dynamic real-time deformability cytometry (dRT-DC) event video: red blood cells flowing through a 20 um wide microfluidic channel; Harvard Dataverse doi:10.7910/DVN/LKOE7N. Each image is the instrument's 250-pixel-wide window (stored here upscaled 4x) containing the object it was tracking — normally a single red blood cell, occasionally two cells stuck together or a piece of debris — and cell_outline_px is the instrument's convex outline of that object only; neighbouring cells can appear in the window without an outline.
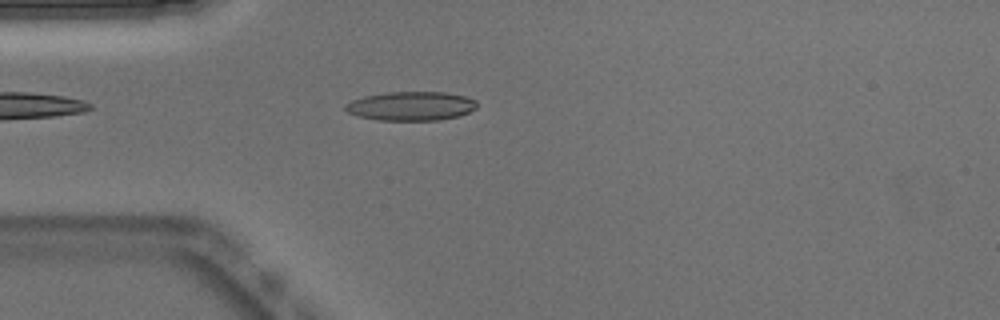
{"species": "Egyptian fruit bat (a non-hibernating species)", "species_latin": "Rousettus aegyptiacus", "temperature_condition": "warm", "stored_images_in_passage": 38, "camera_frame_rate_fps": 3000, "um_per_image_px": 0.085, "animal": {"sex": "male"}, "frame": {"image": 1, "passage_image": 1, "time_ms": 0.0, "image_size_px": [1000, 320], "cell_outline_px": [[476, 108], [460, 116], [436, 120], [380, 120], [360, 116], [348, 112], [344, 108], [344, 104], [352, 100], [364, 96], [388, 92], [444, 92], [464, 96], [476, 100]], "centroid_in_image_um": [34.94, 9.01], "position_along_channel_um": 50.1, "area_um2": 22.08}}
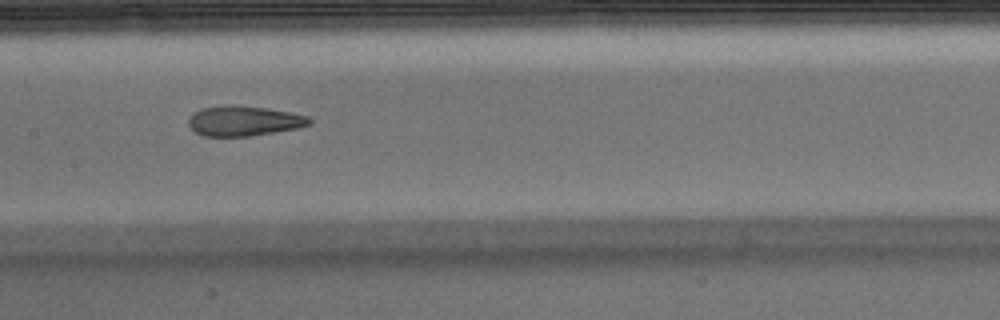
{"frame": {"image": 2, "passage_image": 12, "time_ms": 3.667, "image_size_px": [1000, 320], "cell_outline_px": [[312, 124], [296, 128], [248, 136], [204, 136], [196, 132], [188, 124], [188, 120], [200, 108], [232, 104], [240, 104], [268, 108], [292, 112], [308, 116], [312, 120]], "centroid_in_image_um": [20.76, 10.25], "position_along_channel_um": 186.6, "area_um2": 21.21}, "authors_computed_cell_mechanics": {"area_um2": 22.4553, "velocity_mm_per_s": 3.9243, "shape_relaxation_time_tau1_ms": 7.337, "shape_relaxation_time_tau2_ms": 1.4826, "deformation_change_tau1": 0.2452, "deformation_change_tau2": 0.1036}}